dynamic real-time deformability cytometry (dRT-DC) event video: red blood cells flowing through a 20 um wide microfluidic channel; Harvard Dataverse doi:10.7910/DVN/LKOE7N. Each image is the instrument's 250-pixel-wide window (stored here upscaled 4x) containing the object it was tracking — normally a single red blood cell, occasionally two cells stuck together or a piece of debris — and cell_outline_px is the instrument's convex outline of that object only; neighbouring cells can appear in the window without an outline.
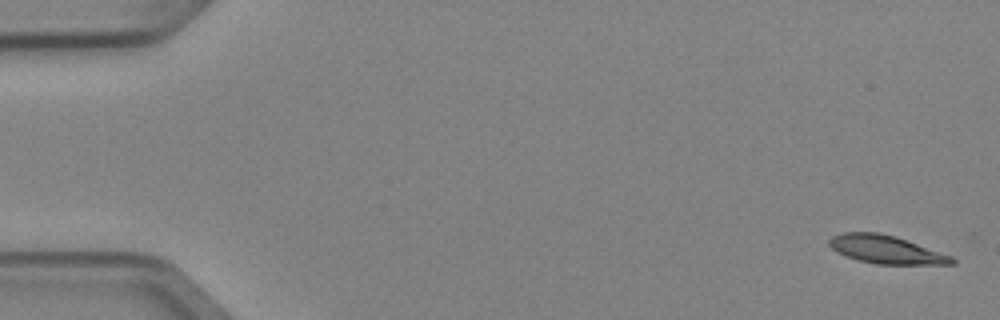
{"species": "Egyptian fruit bat (a non-hibernating species)", "species_latin": "Rousettus aegyptiacus", "temperature_condition": "cold", "stored_images_in_passage": 5, "camera_frame_rate_fps": 3000, "um_per_image_px": 0.085, "animal": {"sex": "female"}, "frame": {"image": 1, "passage_image": 1, "time_ms": 0.0, "image_size_px": [1000, 320], "cell_outline_px": [[956, 264], [876, 264], [860, 260], [848, 256], [832, 248], [828, 244], [828, 240], [832, 236], [844, 232], [880, 232], [896, 236], [952, 256], [956, 260]], "centroid_in_image_um": [75.34, 21.2], "position_along_channel_um": 9.7, "area_um2": 19.94}}
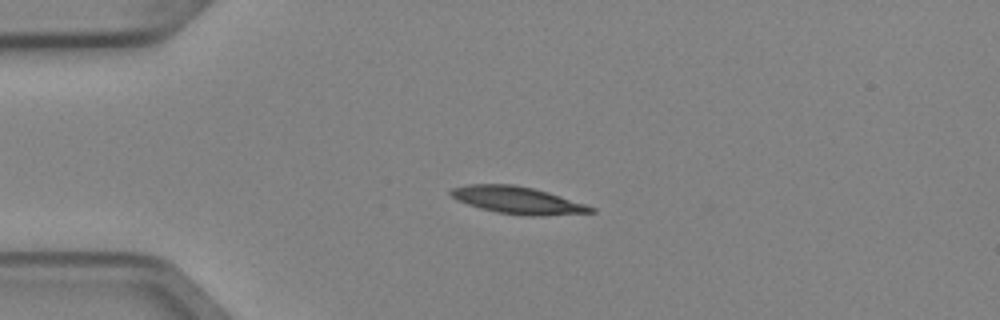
{"frame": {"image": 2, "passage_image": 4, "time_ms": 1.0, "image_size_px": [1000, 320], "cell_outline_px": [[596, 212], [540, 216], [532, 216], [496, 212], [480, 208], [456, 200], [448, 192], [452, 188], [468, 184], [512, 184], [532, 188], [548, 192], [596, 208]], "centroid_in_image_um": [43.97, 17.02], "position_along_channel_um": 41.0, "area_um2": 22.02}}